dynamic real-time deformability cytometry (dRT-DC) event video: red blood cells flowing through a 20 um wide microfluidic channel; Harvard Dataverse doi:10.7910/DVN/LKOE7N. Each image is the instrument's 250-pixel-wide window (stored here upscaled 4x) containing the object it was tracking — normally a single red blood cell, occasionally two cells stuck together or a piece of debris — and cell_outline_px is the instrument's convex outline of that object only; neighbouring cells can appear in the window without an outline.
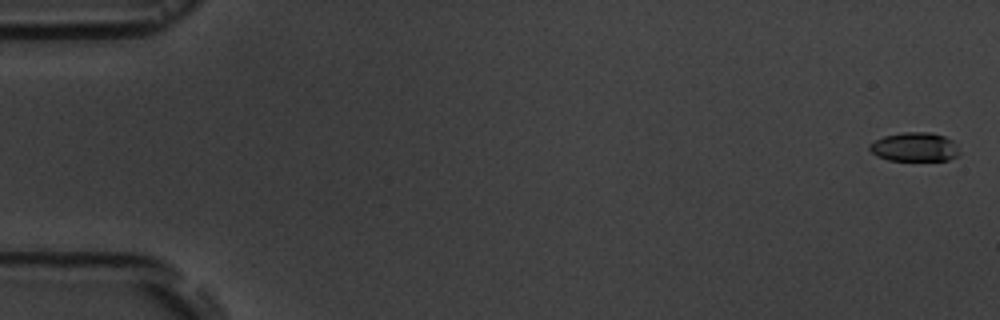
{"species": "common noctule bat (a hibernating species)", "species_latin": "Nyctalus noctula", "temperature_condition": "room temperature", "stored_images_in_passage": 9, "camera_frame_rate_fps": 3000, "um_per_image_px": 0.085, "animal": {"sex": "male", "body_mass_g": 19.5, "forearm_length_mm": 54.6}, "frame": {"image": 1, "passage_image": 1, "time_ms": 0.0, "image_size_px": [1000, 320], "cell_outline_px": [[960, 152], [956, 156], [948, 160], [888, 160], [876, 156], [868, 148], [868, 144], [884, 136], [904, 132], [928, 132], [944, 136], [952, 140]], "centroid_in_image_um": [77.71, 12.49], "position_along_channel_um": 7.3, "area_um2": 15.09}}
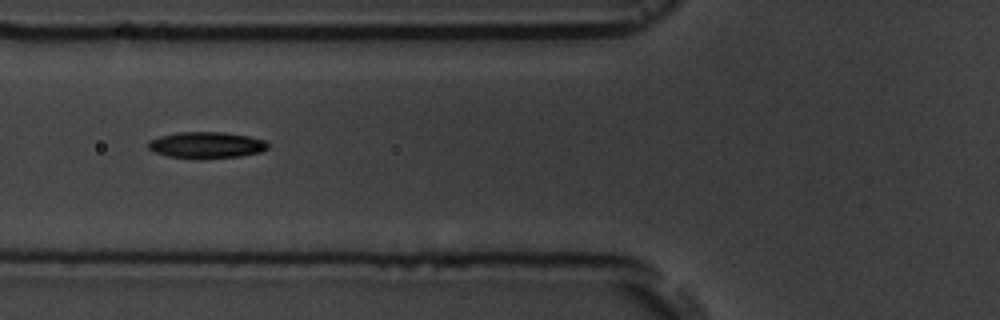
{"frame": {"image": 2, "passage_image": 7, "time_ms": 7.0, "image_size_px": [1000, 320], "cell_outline_px": [[268, 148], [260, 152], [240, 156], [200, 160], [168, 156], [156, 152], [148, 148], [148, 140], [160, 136], [176, 132], [224, 132], [248, 136], [264, 140], [268, 144]], "centroid_in_image_um": [17.53, 12.34], "position_along_channel_um": 108.3, "area_um2": 18.61}}
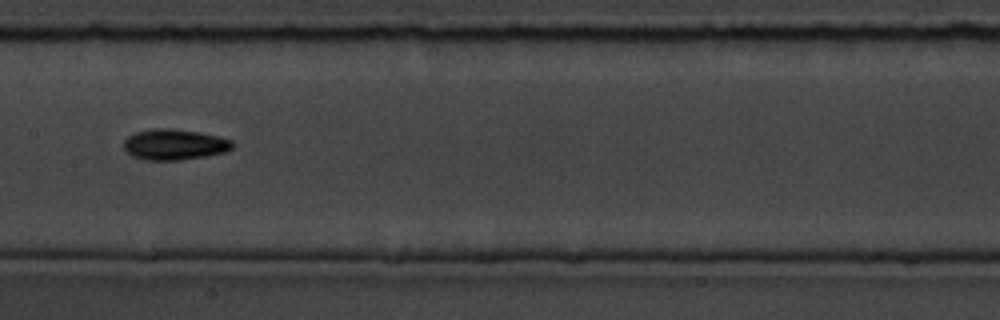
{"frame": {"image": 3, "passage_image": 9, "time_ms": 9.333, "image_size_px": [1000, 320], "cell_outline_px": [[236, 144], [232, 148], [224, 152], [204, 156], [180, 160], [144, 160], [132, 156], [124, 148], [124, 140], [128, 136], [136, 132], [152, 128], [172, 128], [200, 132], [220, 136], [232, 140]], "centroid_in_image_um": [14.84, 12.27], "position_along_channel_um": 192.6, "area_um2": 19.65}}